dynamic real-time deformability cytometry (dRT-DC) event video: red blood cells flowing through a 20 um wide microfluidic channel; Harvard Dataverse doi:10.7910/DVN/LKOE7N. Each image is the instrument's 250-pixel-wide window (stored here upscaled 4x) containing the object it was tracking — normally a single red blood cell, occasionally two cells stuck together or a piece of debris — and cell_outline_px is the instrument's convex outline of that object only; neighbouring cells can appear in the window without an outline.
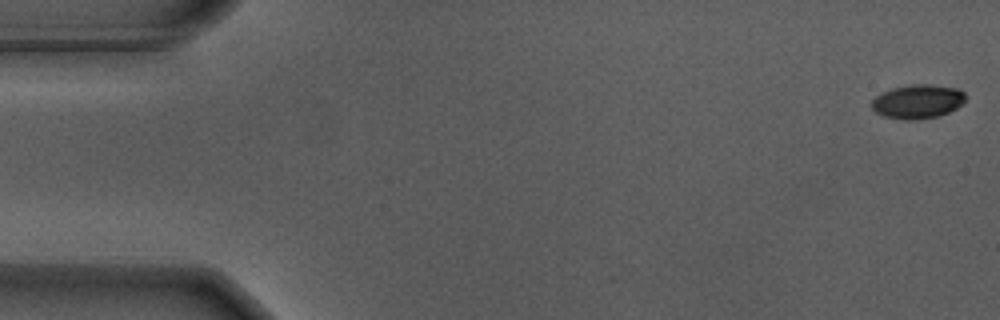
{"species": "Egyptian fruit bat (a non-hibernating species)", "species_latin": "Rousettus aegyptiacus", "temperature_condition": "warm", "stored_images_in_passage": 15, "camera_frame_rate_fps": 3000, "um_per_image_px": 0.085, "animal": {"sex": "male"}, "frame": {"image": 1, "passage_image": 1, "time_ms": 0.0, "image_size_px": [1000, 320], "cell_outline_px": [[964, 100], [956, 108], [948, 112], [936, 116], [916, 120], [904, 120], [884, 116], [876, 112], [868, 104], [876, 96], [892, 88], [912, 84], [928, 84], [956, 88], [964, 92]], "centroid_in_image_um": [77.95, 8.63], "position_along_channel_um": 7.0, "area_um2": 18.44}}
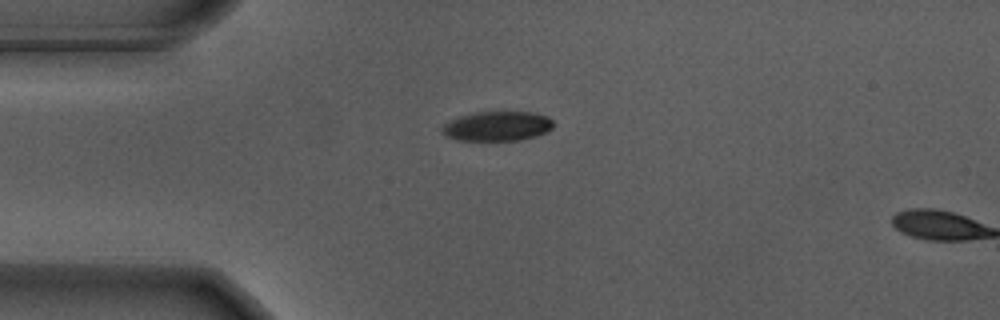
{"frame": {"image": 2, "passage_image": 14, "time_ms": 4.333, "image_size_px": [1000, 320], "cell_outline_px": [[556, 124], [548, 132], [536, 136], [520, 140], [456, 140], [440, 132], [440, 128], [444, 124], [460, 116], [476, 112], [536, 112], [548, 116]], "centroid_in_image_um": [42.31, 10.72], "position_along_channel_um": 42.7, "area_um2": 19.36}}